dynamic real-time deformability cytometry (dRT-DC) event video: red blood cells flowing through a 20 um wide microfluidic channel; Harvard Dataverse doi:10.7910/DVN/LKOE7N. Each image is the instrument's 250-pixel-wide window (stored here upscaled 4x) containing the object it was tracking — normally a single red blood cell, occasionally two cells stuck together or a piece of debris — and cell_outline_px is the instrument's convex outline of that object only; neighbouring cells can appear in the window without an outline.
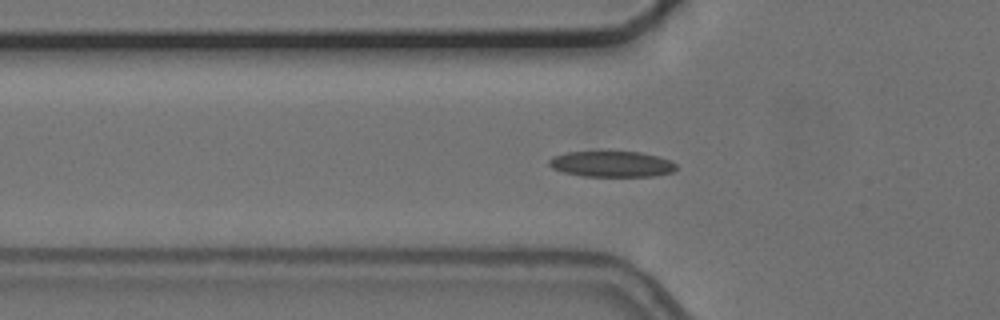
{"species": "common noctule bat (a hibernating species)", "species_latin": "Nyctalus noctula", "temperature_condition": "cold", "stored_images_in_passage": 40, "camera_frame_rate_fps": 3000, "um_per_image_px": 0.085, "animal": {"sex": "female", "body_mass_g": 24.6, "forearm_length_mm": 56.2}, "frame": {"image": 1, "passage_image": 2, "time_ms": 0.333, "image_size_px": [1000, 320], "cell_outline_px": [[676, 168], [672, 172], [652, 176], [584, 176], [564, 172], [552, 168], [548, 164], [548, 160], [552, 156], [568, 152], [600, 148], [640, 152], [656, 156], [668, 160], [676, 164]], "centroid_in_image_um": [51.92, 13.88], "position_along_channel_um": 73.9, "area_um2": 19.94}}
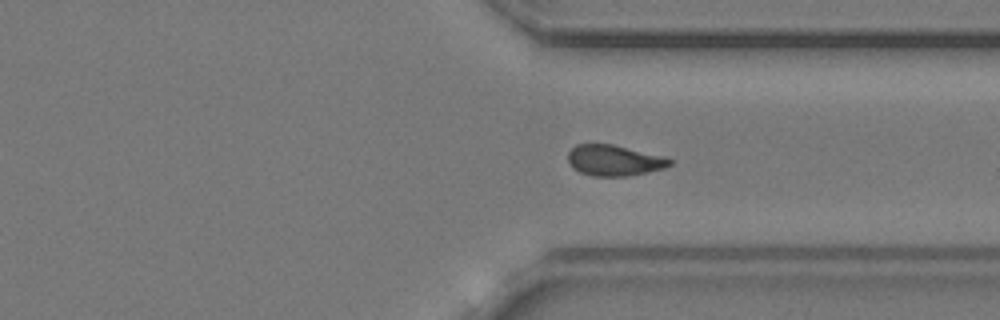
{"frame": {"image": 2, "passage_image": 25, "time_ms": 8.0, "image_size_px": [1000, 320], "cell_outline_px": [[672, 164], [664, 168], [628, 176], [592, 176], [580, 172], [572, 168], [568, 164], [568, 152], [576, 144], [612, 144], [668, 156], [672, 160]], "centroid_in_image_um": [52.22, 13.63], "position_along_channel_um": 359.2, "area_um2": 18.55}}
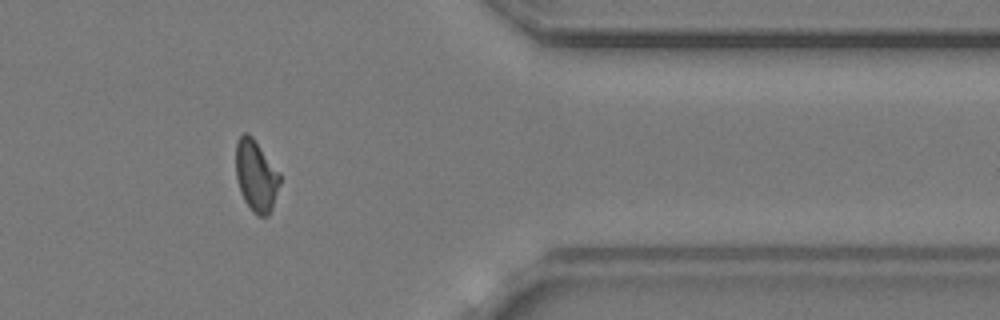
{"frame": {"image": 3, "passage_image": 29, "time_ms": 9.333, "image_size_px": [1000, 320], "cell_outline_px": [[280, 184], [272, 208], [268, 216], [256, 216], [252, 212], [244, 200], [240, 192], [236, 176], [236, 144], [240, 136], [244, 132], [248, 132], [252, 136], [280, 172]], "centroid_in_image_um": [21.77, 14.95], "position_along_channel_um": 389.6, "area_um2": 18.5}, "authors_computed_cell_mechanics": {"area_um2": 18.5827, "velocity_mm_per_s": 3.7086, "shape_relaxation_time_tau1_ms": null, "shape_relaxation_time_tau2_ms": 2.4557, "deformation_change_tau1": null, "deformation_change_tau2": 0.0814}}